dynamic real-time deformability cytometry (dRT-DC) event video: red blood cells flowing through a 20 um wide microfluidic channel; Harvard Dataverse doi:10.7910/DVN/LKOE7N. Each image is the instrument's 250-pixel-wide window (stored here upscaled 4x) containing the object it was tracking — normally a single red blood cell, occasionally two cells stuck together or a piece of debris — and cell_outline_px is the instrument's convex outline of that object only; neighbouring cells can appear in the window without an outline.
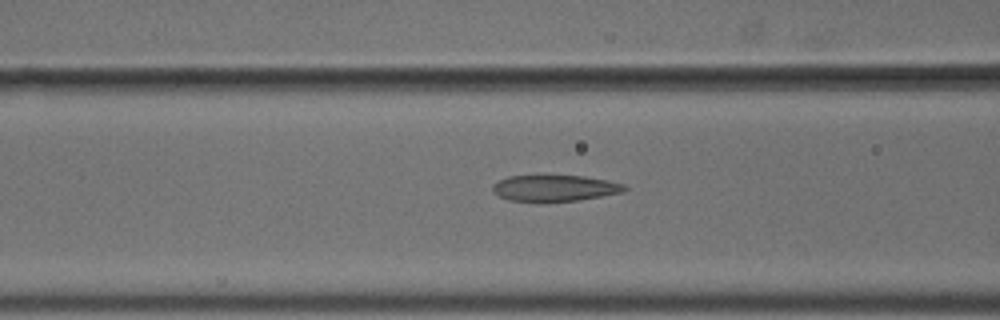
{"species": "common noctule bat (a hibernating species)", "species_latin": "Nyctalus noctula", "temperature_condition": "cold", "stored_images_in_passage": 14, "camera_frame_rate_fps": 3000, "um_per_image_px": 0.085, "animal": {"sex": "male", "body_mass_g": 18.8}, "frame": {"image": 1, "passage_image": 5, "time_ms": 1.333, "image_size_px": [1000, 320], "cell_outline_px": [[628, 188], [624, 192], [576, 200], [544, 204], [508, 200], [492, 192], [492, 184], [508, 176], [540, 172], [584, 176], [608, 180], [624, 184]], "centroid_in_image_um": [47.07, 15.96], "position_along_channel_um": 119.5, "area_um2": 21.73}}
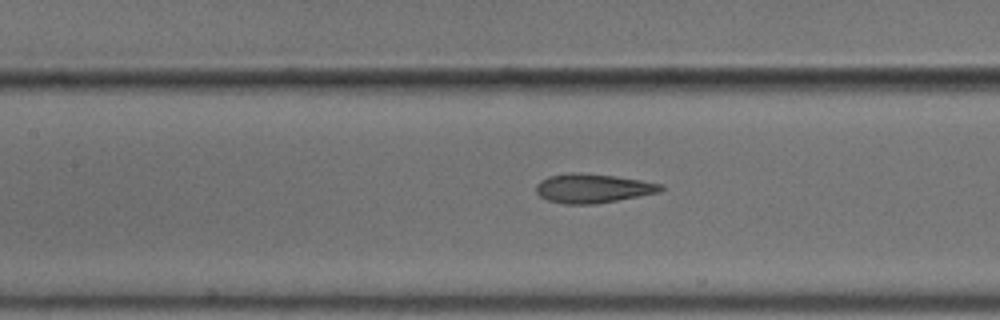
{"frame": {"image": 2, "passage_image": 8, "time_ms": 2.333, "image_size_px": [1000, 320], "cell_outline_px": [[664, 188], [660, 192], [616, 200], [592, 204], [564, 204], [548, 200], [540, 196], [536, 192], [536, 184], [540, 180], [548, 176], [568, 172], [580, 172], [616, 176], [640, 180], [660, 184]], "centroid_in_image_um": [50.33, 15.99], "position_along_channel_um": 157.1, "area_um2": 21.1}}
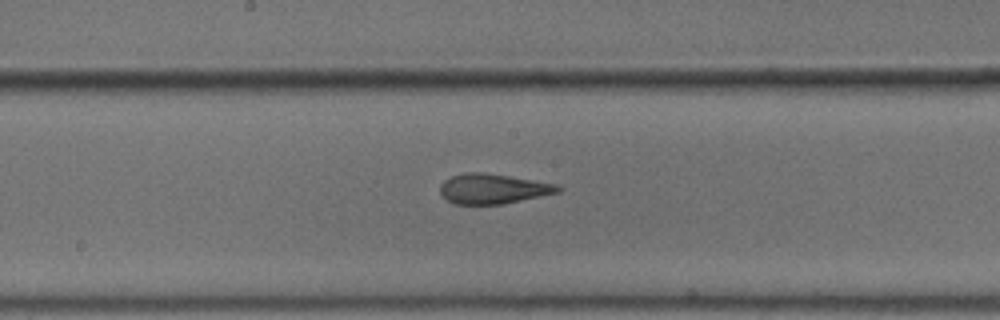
{"frame": {"image": 3, "passage_image": 12, "time_ms": 3.667, "image_size_px": [1000, 320], "cell_outline_px": [[564, 188], [560, 192], [504, 204], [456, 204], [448, 200], [440, 192], [440, 184], [444, 180], [452, 176], [464, 172], [480, 172], [508, 176], [560, 184]], "centroid_in_image_um": [41.95, 16.04], "position_along_channel_um": 206.2, "area_um2": 20.63}}